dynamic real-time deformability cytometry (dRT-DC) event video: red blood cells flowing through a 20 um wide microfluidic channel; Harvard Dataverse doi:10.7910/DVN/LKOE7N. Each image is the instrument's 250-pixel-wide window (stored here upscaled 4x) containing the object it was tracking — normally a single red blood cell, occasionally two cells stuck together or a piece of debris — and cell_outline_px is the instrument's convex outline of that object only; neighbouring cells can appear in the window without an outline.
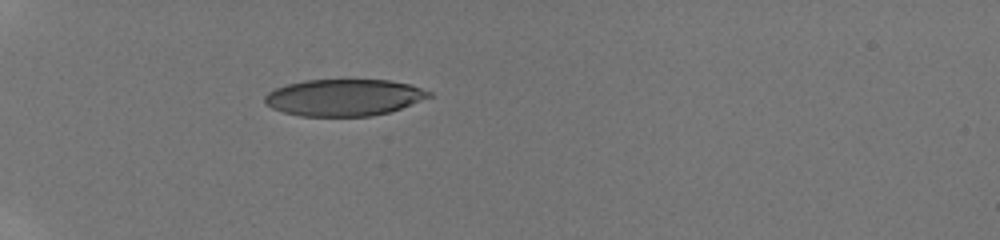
{"species": "human", "species_latin": "Homo sapiens", "temperature_condition": "room temperature", "stored_images_in_passage": 20, "camera_frame_rate_fps": 3000, "um_per_image_px": 0.085, "donor": {"sex": "male"}, "frame": {"image": 1, "passage_image": 1, "time_ms": 0.0, "image_size_px": [1000, 240], "cell_outline_px": [[432, 96], [400, 108], [388, 112], [368, 116], [300, 116], [284, 112], [272, 108], [264, 104], [264, 96], [268, 92], [276, 88], [288, 84], [304, 80], [392, 80], [412, 84], [432, 92]], "centroid_in_image_um": [29.23, 8.28], "position_along_channel_um": 55.8, "area_um2": 35.14}}
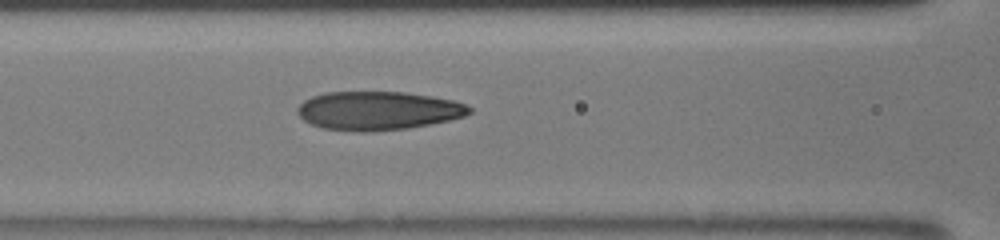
{"frame": {"image": 2, "passage_image": 13, "time_ms": 2.667, "image_size_px": [1000, 240], "cell_outline_px": [[472, 112], [464, 116], [448, 120], [408, 128], [364, 132], [360, 132], [324, 128], [312, 124], [304, 120], [296, 112], [296, 108], [304, 100], [312, 96], [324, 92], [404, 92], [432, 96], [452, 100], [464, 104], [472, 108]], "centroid_in_image_um": [32.11, 9.4], "position_along_channel_um": 134.5, "area_um2": 38.55}}
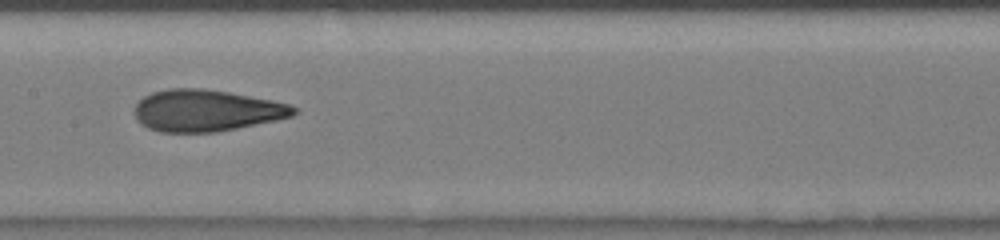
{"frame": {"image": 3, "passage_image": 16, "time_ms": 4.0, "image_size_px": [1000, 240], "cell_outline_px": [[300, 112], [292, 116], [276, 120], [216, 132], [160, 132], [148, 128], [136, 120], [136, 104], [144, 96], [152, 92], [168, 88], [200, 88], [228, 92], [272, 100], [288, 104], [296, 108]], "centroid_in_image_um": [17.54, 9.39], "position_along_channel_um": 189.9, "area_um2": 38.49}}